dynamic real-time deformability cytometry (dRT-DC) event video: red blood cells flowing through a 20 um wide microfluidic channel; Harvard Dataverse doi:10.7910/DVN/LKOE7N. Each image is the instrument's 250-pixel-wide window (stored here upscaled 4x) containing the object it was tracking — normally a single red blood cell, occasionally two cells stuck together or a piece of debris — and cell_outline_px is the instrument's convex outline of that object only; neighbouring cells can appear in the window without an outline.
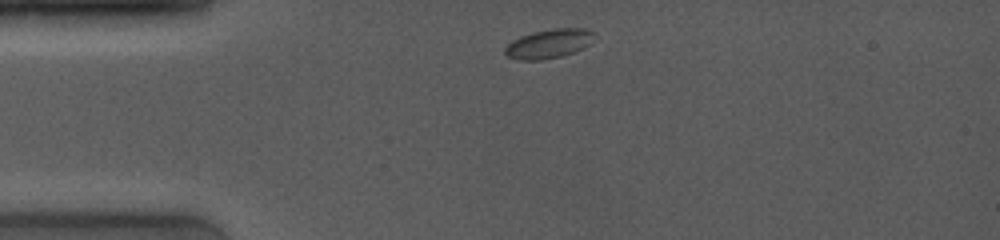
{"species": "common noctule bat (a hibernating species)", "species_latin": "Nyctalus noctula", "temperature_condition": "room temperature", "stored_images_in_passage": 26, "camera_frame_rate_fps": 4000, "um_per_image_px": 0.085, "animal": {"sex": "female", "body_mass_g": 19.0, "forearm_length_mm": 53.3}, "frame": {"image": 1, "passage_image": 1, "time_ms": 0.0, "image_size_px": [1000, 240], "cell_outline_px": [[596, 32], [588, 44], [572, 52], [560, 56], [540, 60], [516, 60], [508, 56], [504, 52], [504, 48], [512, 40], [520, 36], [532, 32], [552, 28], [588, 28]], "centroid_in_image_um": [46.61, 3.69], "position_along_channel_um": 38.4, "area_um2": 15.09}}
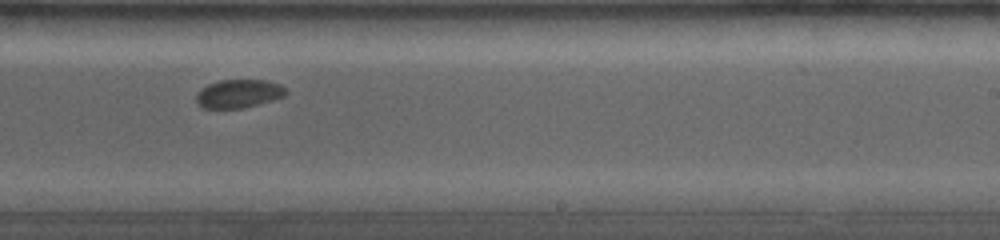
{"frame": {"image": 2, "passage_image": 15, "time_ms": 6.75, "image_size_px": [1000, 240], "cell_outline_px": [[288, 92], [284, 96], [272, 100], [244, 108], [200, 108], [196, 104], [196, 96], [208, 84], [220, 80], [268, 80], [280, 84]], "centroid_in_image_um": [20.29, 7.97], "position_along_channel_um": 268.7, "area_um2": 14.8}}
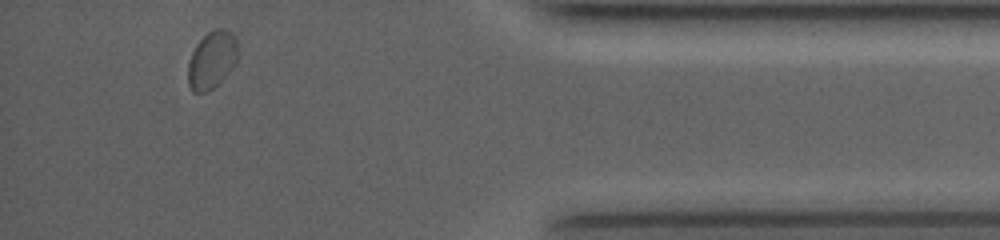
{"frame": {"image": 3, "passage_image": 24, "time_ms": 11.25, "image_size_px": [1000, 240], "cell_outline_px": [[236, 60], [232, 68], [208, 92], [192, 92], [188, 84], [188, 64], [192, 52], [196, 44], [208, 32], [216, 28], [224, 28], [232, 32], [236, 40]], "centroid_in_image_um": [17.98, 5.08], "position_along_channel_um": 417.2, "area_um2": 16.42}, "authors_computed_cell_mechanics": {"area_um2": 15.4615, "velocity_mm_per_s": 3.8969, "shape_relaxation_time_tau1_ms": 1.8662, "shape_relaxation_time_tau2_ms": 0.8161, "deformation_change_tau1": 0.0549, "deformation_change_tau2": 0.0276}}